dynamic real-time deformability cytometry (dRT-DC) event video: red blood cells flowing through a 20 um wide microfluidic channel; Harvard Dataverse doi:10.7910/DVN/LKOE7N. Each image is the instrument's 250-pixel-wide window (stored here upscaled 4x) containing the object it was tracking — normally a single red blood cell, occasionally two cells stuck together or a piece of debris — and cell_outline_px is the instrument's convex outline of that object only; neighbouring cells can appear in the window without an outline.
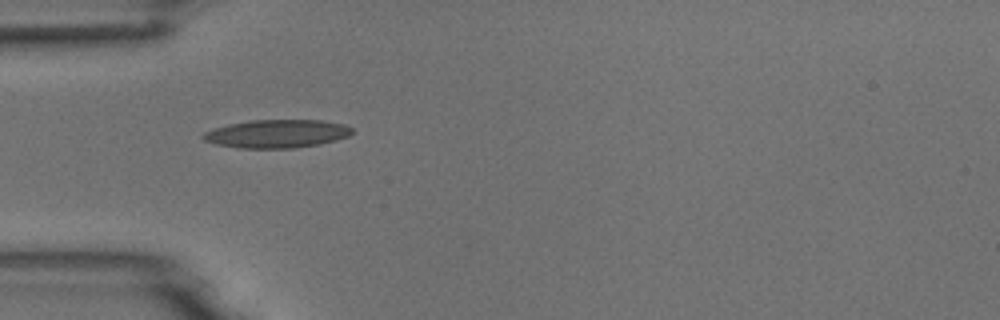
{"species": "common noctule bat (a hibernating species)", "species_latin": "Nyctalus noctula", "temperature_condition": "room temperature", "stored_images_in_passage": 2, "camera_frame_rate_fps": 3000, "um_per_image_px": 0.085, "animal": {"sex": "male", "body_mass_g": 18.8}, "frame": {"image": 1, "passage_image": 1, "time_ms": 0.0, "image_size_px": [1000, 320], "cell_outline_px": [[352, 132], [348, 136], [336, 140], [320, 144], [292, 148], [240, 148], [216, 144], [204, 140], [200, 136], [204, 132], [228, 124], [252, 120], [320, 120], [344, 124], [352, 128]], "centroid_in_image_um": [23.53, 11.37], "position_along_channel_um": 61.5, "area_um2": 24.39}}